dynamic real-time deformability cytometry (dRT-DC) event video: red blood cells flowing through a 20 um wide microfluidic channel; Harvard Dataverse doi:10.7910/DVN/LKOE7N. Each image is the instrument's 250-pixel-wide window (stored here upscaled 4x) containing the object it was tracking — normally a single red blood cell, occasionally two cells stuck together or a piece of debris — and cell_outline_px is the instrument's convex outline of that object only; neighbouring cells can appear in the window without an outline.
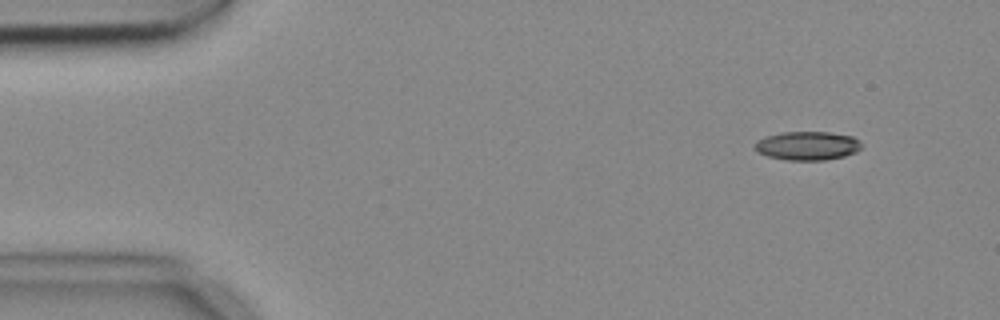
{"species": "common noctule bat (a hibernating species)", "species_latin": "Nyctalus noctula", "temperature_condition": "cold", "stored_images_in_passage": 5, "camera_frame_rate_fps": 3000, "um_per_image_px": 0.085, "animal": {"sex": "female", "body_mass_g": 18.4}, "frame": {"image": 1, "passage_image": 1, "time_ms": 0.0, "image_size_px": [1000, 320], "cell_outline_px": [[860, 148], [856, 152], [844, 156], [824, 160], [788, 160], [768, 156], [756, 152], [752, 148], [756, 140], [764, 136], [780, 132], [828, 132], [852, 136], [860, 140]], "centroid_in_image_um": [68.57, 12.38], "position_along_channel_um": 16.4, "area_um2": 18.03}}
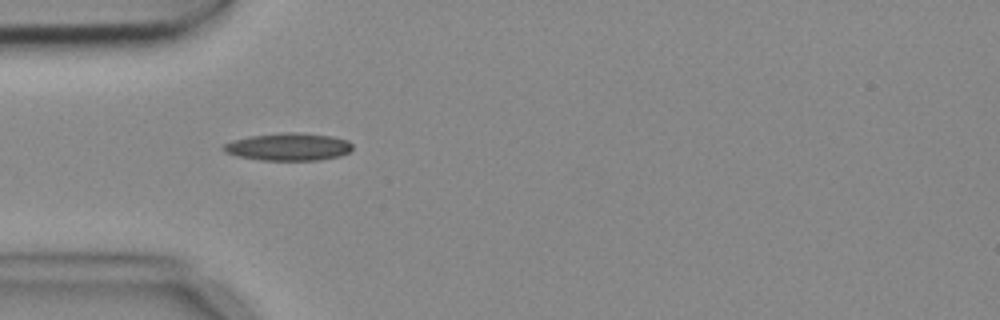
{"frame": {"image": 2, "passage_image": 4, "time_ms": 1.0, "image_size_px": [1000, 320], "cell_outline_px": [[352, 148], [348, 152], [340, 156], [320, 160], [260, 160], [236, 156], [224, 152], [220, 148], [224, 144], [232, 140], [252, 136], [288, 132], [296, 132], [328, 136], [348, 140], [352, 144]], "centroid_in_image_um": [24.48, 12.49], "position_along_channel_um": 60.5, "area_um2": 20.63}}